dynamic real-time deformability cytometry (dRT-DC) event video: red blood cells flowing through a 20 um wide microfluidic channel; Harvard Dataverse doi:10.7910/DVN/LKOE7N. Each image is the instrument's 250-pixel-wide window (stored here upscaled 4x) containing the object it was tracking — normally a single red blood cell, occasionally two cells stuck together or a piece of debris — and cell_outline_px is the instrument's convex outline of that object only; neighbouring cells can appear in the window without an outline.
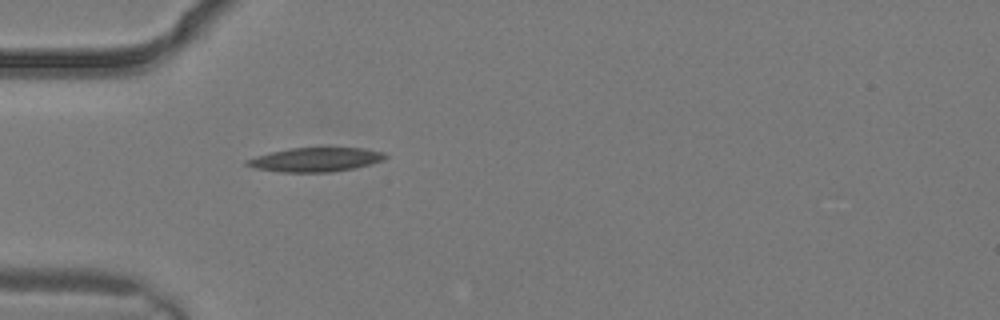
{"species": "common noctule bat (a hibernating species)", "species_latin": "Nyctalus noctula", "temperature_condition": "warm", "stored_images_in_passage": 3, "camera_frame_rate_fps": 3000, "um_per_image_px": 0.085, "animal": {"sex": "male", "body_mass_g": 19.2, "forearm_length_mm": 51.8}, "frame": {"image": 1, "passage_image": 3, "time_ms": 0.667, "image_size_px": [1000, 320], "cell_outline_px": [[388, 156], [384, 160], [356, 168], [328, 172], [280, 172], [256, 168], [244, 164], [244, 160], [256, 156], [288, 148], [364, 148], [384, 152]], "centroid_in_image_um": [26.83, 13.57], "position_along_channel_um": 58.2, "area_um2": 19.42}}